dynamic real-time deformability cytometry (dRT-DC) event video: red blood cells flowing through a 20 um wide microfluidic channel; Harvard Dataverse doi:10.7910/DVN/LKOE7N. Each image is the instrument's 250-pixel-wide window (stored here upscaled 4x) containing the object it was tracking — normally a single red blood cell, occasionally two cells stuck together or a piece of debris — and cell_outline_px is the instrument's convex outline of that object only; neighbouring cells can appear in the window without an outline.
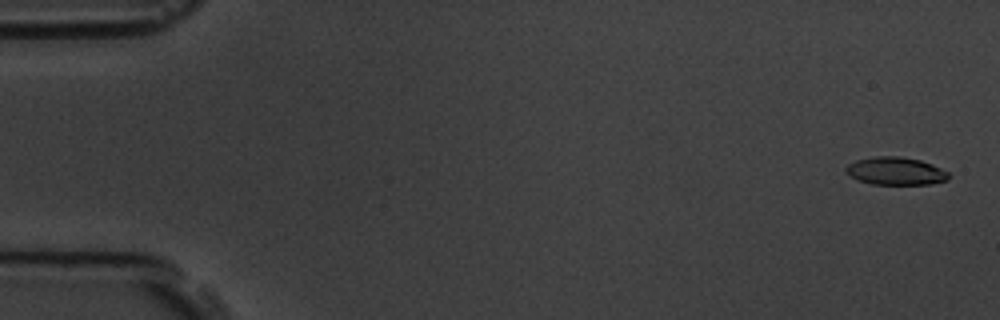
{"species": "common noctule bat (a hibernating species)", "species_latin": "Nyctalus noctula", "temperature_condition": "room temperature", "stored_images_in_passage": 5, "camera_frame_rate_fps": 3000, "um_per_image_px": 0.085, "animal": {"sex": "male", "body_mass_g": 19.5, "forearm_length_mm": 54.6}, "frame": {"image": 1, "passage_image": 1, "time_ms": 0.0, "image_size_px": [1000, 320], "cell_outline_px": [[948, 180], [928, 184], [872, 184], [856, 180], [844, 172], [844, 168], [848, 164], [856, 160], [876, 156], [900, 156], [920, 160], [932, 164], [948, 172]], "centroid_in_image_um": [76.08, 14.54], "position_along_channel_um": 8.9, "area_um2": 16.7}}
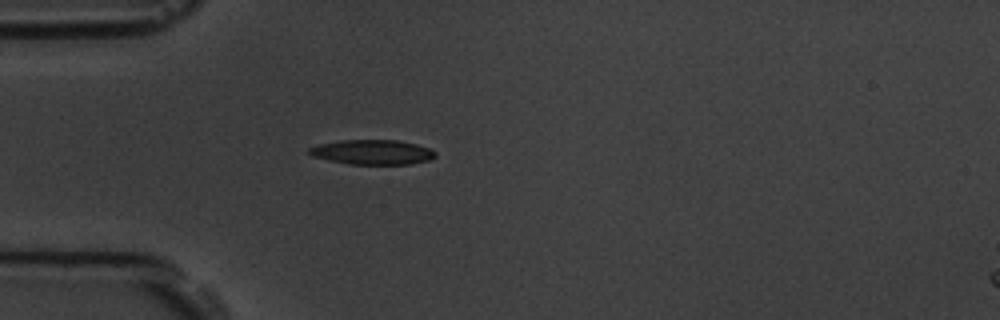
{"frame": {"image": 2, "passage_image": 5, "time_ms": 4.667, "image_size_px": [1000, 320], "cell_outline_px": [[436, 156], [428, 160], [408, 164], [352, 164], [312, 156], [308, 152], [308, 148], [320, 144], [340, 140], [396, 140], [416, 144], [428, 148], [436, 152]], "centroid_in_image_um": [31.66, 12.92], "position_along_channel_um": 53.3, "area_um2": 17.92}}